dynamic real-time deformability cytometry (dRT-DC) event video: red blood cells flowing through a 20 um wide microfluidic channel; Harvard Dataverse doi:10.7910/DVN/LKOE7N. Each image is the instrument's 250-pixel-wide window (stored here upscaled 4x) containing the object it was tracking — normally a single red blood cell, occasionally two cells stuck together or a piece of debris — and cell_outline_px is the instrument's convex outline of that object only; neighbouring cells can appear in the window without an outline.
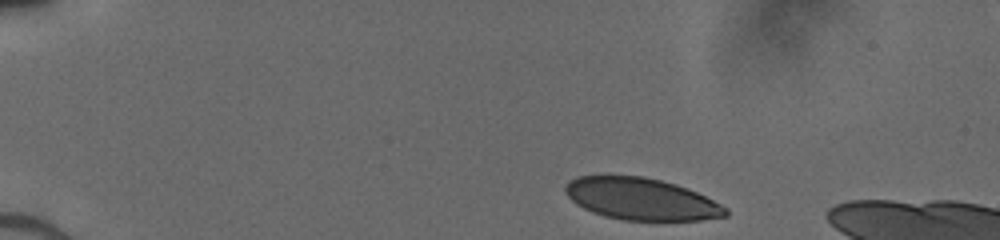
{"species": "human", "species_latin": "Homo sapiens", "temperature_condition": "cold", "stored_images_in_passage": 39, "camera_frame_rate_fps": 3000, "um_per_image_px": 0.085, "donor": {"sex": "male"}, "frame": {"image": 1, "passage_image": 1, "time_ms": 0.0, "image_size_px": [1000, 240], "cell_outline_px": [[728, 216], [700, 220], [624, 220], [604, 216], [592, 212], [576, 204], [564, 192], [564, 184], [568, 180], [576, 176], [644, 176], [676, 184], [696, 192], [728, 208]], "centroid_in_image_um": [54.47, 16.91], "position_along_channel_um": 30.5, "area_um2": 39.13}}
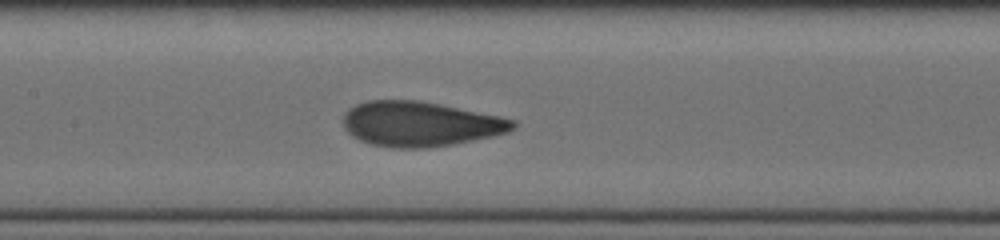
{"frame": {"image": 2, "passage_image": 18, "time_ms": 5.667, "image_size_px": [1000, 240], "cell_outline_px": [[516, 128], [508, 132], [492, 136], [452, 144], [424, 148], [392, 148], [372, 144], [360, 140], [352, 136], [344, 128], [344, 112], [348, 108], [356, 104], [368, 100], [416, 100], [440, 104], [500, 116], [516, 120]], "centroid_in_image_um": [35.71, 10.53], "position_along_channel_um": 171.7, "area_um2": 44.39}}
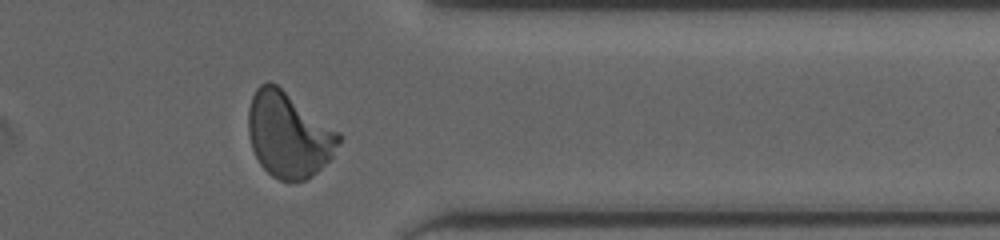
{"frame": {"image": 3, "passage_image": 34, "time_ms": 11.0, "image_size_px": [1000, 240], "cell_outline_px": [[340, 144], [332, 156], [312, 176], [304, 180], [280, 180], [272, 176], [260, 164], [252, 148], [248, 132], [248, 108], [252, 96], [256, 88], [260, 84], [268, 80], [276, 84], [340, 132]], "centroid_in_image_um": [24.52, 11.43], "position_along_channel_um": 386.9, "area_um2": 44.74}}